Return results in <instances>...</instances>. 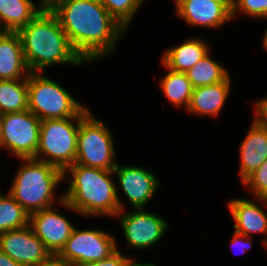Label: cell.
I'll return each instance as SVG.
<instances>
[{
	"instance_id": "1",
	"label": "cell",
	"mask_w": 267,
	"mask_h": 266,
	"mask_svg": "<svg viewBox=\"0 0 267 266\" xmlns=\"http://www.w3.org/2000/svg\"><path fill=\"white\" fill-rule=\"evenodd\" d=\"M51 12L84 62L113 52L115 42L126 30L99 0H68Z\"/></svg>"
},
{
	"instance_id": "2",
	"label": "cell",
	"mask_w": 267,
	"mask_h": 266,
	"mask_svg": "<svg viewBox=\"0 0 267 266\" xmlns=\"http://www.w3.org/2000/svg\"><path fill=\"white\" fill-rule=\"evenodd\" d=\"M30 72H41L52 64L82 65L58 18L51 11H41L17 31Z\"/></svg>"
},
{
	"instance_id": "3",
	"label": "cell",
	"mask_w": 267,
	"mask_h": 266,
	"mask_svg": "<svg viewBox=\"0 0 267 266\" xmlns=\"http://www.w3.org/2000/svg\"><path fill=\"white\" fill-rule=\"evenodd\" d=\"M70 171L73 179L66 193L59 200L68 209L82 215L116 216L124 208L112 183L113 170H103L83 165L73 164L64 171V176Z\"/></svg>"
},
{
	"instance_id": "4",
	"label": "cell",
	"mask_w": 267,
	"mask_h": 266,
	"mask_svg": "<svg viewBox=\"0 0 267 266\" xmlns=\"http://www.w3.org/2000/svg\"><path fill=\"white\" fill-rule=\"evenodd\" d=\"M21 164L9 193L31 214L52 207L57 184L64 172L54 165L35 158H22Z\"/></svg>"
},
{
	"instance_id": "5",
	"label": "cell",
	"mask_w": 267,
	"mask_h": 266,
	"mask_svg": "<svg viewBox=\"0 0 267 266\" xmlns=\"http://www.w3.org/2000/svg\"><path fill=\"white\" fill-rule=\"evenodd\" d=\"M86 107L76 116L41 121L37 160L54 165L63 172L76 161L77 136L81 119L89 112ZM76 121L74 125L71 121ZM40 154L49 156L39 157Z\"/></svg>"
},
{
	"instance_id": "6",
	"label": "cell",
	"mask_w": 267,
	"mask_h": 266,
	"mask_svg": "<svg viewBox=\"0 0 267 266\" xmlns=\"http://www.w3.org/2000/svg\"><path fill=\"white\" fill-rule=\"evenodd\" d=\"M28 110L41 121L76 117L84 108L67 90L41 72L27 78Z\"/></svg>"
},
{
	"instance_id": "7",
	"label": "cell",
	"mask_w": 267,
	"mask_h": 266,
	"mask_svg": "<svg viewBox=\"0 0 267 266\" xmlns=\"http://www.w3.org/2000/svg\"><path fill=\"white\" fill-rule=\"evenodd\" d=\"M114 155L111 133L106 125L89 111L80 121L74 164L113 170L117 165Z\"/></svg>"
},
{
	"instance_id": "8",
	"label": "cell",
	"mask_w": 267,
	"mask_h": 266,
	"mask_svg": "<svg viewBox=\"0 0 267 266\" xmlns=\"http://www.w3.org/2000/svg\"><path fill=\"white\" fill-rule=\"evenodd\" d=\"M41 120L29 110L1 115L0 147L18 158H34L39 145Z\"/></svg>"
},
{
	"instance_id": "9",
	"label": "cell",
	"mask_w": 267,
	"mask_h": 266,
	"mask_svg": "<svg viewBox=\"0 0 267 266\" xmlns=\"http://www.w3.org/2000/svg\"><path fill=\"white\" fill-rule=\"evenodd\" d=\"M117 249L115 239L102 230H78L75 227L56 257L68 266L98 262Z\"/></svg>"
},
{
	"instance_id": "10",
	"label": "cell",
	"mask_w": 267,
	"mask_h": 266,
	"mask_svg": "<svg viewBox=\"0 0 267 266\" xmlns=\"http://www.w3.org/2000/svg\"><path fill=\"white\" fill-rule=\"evenodd\" d=\"M0 250L24 266H37L52 257L29 225L1 233Z\"/></svg>"
},
{
	"instance_id": "11",
	"label": "cell",
	"mask_w": 267,
	"mask_h": 266,
	"mask_svg": "<svg viewBox=\"0 0 267 266\" xmlns=\"http://www.w3.org/2000/svg\"><path fill=\"white\" fill-rule=\"evenodd\" d=\"M119 211L116 216L121 215L120 223L126 241L137 249L149 248L158 242L167 230V222L153 214V212L134 209V212L124 213Z\"/></svg>"
},
{
	"instance_id": "12",
	"label": "cell",
	"mask_w": 267,
	"mask_h": 266,
	"mask_svg": "<svg viewBox=\"0 0 267 266\" xmlns=\"http://www.w3.org/2000/svg\"><path fill=\"white\" fill-rule=\"evenodd\" d=\"M29 226L52 256L61 251L74 228L52 207L29 214Z\"/></svg>"
},
{
	"instance_id": "13",
	"label": "cell",
	"mask_w": 267,
	"mask_h": 266,
	"mask_svg": "<svg viewBox=\"0 0 267 266\" xmlns=\"http://www.w3.org/2000/svg\"><path fill=\"white\" fill-rule=\"evenodd\" d=\"M113 171L133 209L143 208L158 189L156 176L142 167L117 164Z\"/></svg>"
},
{
	"instance_id": "14",
	"label": "cell",
	"mask_w": 267,
	"mask_h": 266,
	"mask_svg": "<svg viewBox=\"0 0 267 266\" xmlns=\"http://www.w3.org/2000/svg\"><path fill=\"white\" fill-rule=\"evenodd\" d=\"M178 15L188 24L221 27L232 19V9L219 0H176Z\"/></svg>"
},
{
	"instance_id": "15",
	"label": "cell",
	"mask_w": 267,
	"mask_h": 266,
	"mask_svg": "<svg viewBox=\"0 0 267 266\" xmlns=\"http://www.w3.org/2000/svg\"><path fill=\"white\" fill-rule=\"evenodd\" d=\"M240 145V176L244 181L267 159V127L255 118Z\"/></svg>"
},
{
	"instance_id": "16",
	"label": "cell",
	"mask_w": 267,
	"mask_h": 266,
	"mask_svg": "<svg viewBox=\"0 0 267 266\" xmlns=\"http://www.w3.org/2000/svg\"><path fill=\"white\" fill-rule=\"evenodd\" d=\"M29 73L18 33L0 31V80L28 78Z\"/></svg>"
},
{
	"instance_id": "17",
	"label": "cell",
	"mask_w": 267,
	"mask_h": 266,
	"mask_svg": "<svg viewBox=\"0 0 267 266\" xmlns=\"http://www.w3.org/2000/svg\"><path fill=\"white\" fill-rule=\"evenodd\" d=\"M235 220V232L249 236V233L267 234V215L260 205L248 199H234L228 203Z\"/></svg>"
},
{
	"instance_id": "18",
	"label": "cell",
	"mask_w": 267,
	"mask_h": 266,
	"mask_svg": "<svg viewBox=\"0 0 267 266\" xmlns=\"http://www.w3.org/2000/svg\"><path fill=\"white\" fill-rule=\"evenodd\" d=\"M230 91L229 76L219 83L193 88L189 113L199 115H218L227 100Z\"/></svg>"
},
{
	"instance_id": "19",
	"label": "cell",
	"mask_w": 267,
	"mask_h": 266,
	"mask_svg": "<svg viewBox=\"0 0 267 266\" xmlns=\"http://www.w3.org/2000/svg\"><path fill=\"white\" fill-rule=\"evenodd\" d=\"M208 47L200 39H189L179 46L168 49L162 57V63L167 69L187 73L209 53Z\"/></svg>"
},
{
	"instance_id": "20",
	"label": "cell",
	"mask_w": 267,
	"mask_h": 266,
	"mask_svg": "<svg viewBox=\"0 0 267 266\" xmlns=\"http://www.w3.org/2000/svg\"><path fill=\"white\" fill-rule=\"evenodd\" d=\"M41 11L31 0H0V31L17 32Z\"/></svg>"
},
{
	"instance_id": "21",
	"label": "cell",
	"mask_w": 267,
	"mask_h": 266,
	"mask_svg": "<svg viewBox=\"0 0 267 266\" xmlns=\"http://www.w3.org/2000/svg\"><path fill=\"white\" fill-rule=\"evenodd\" d=\"M26 110H28L27 78L0 80V115Z\"/></svg>"
},
{
	"instance_id": "22",
	"label": "cell",
	"mask_w": 267,
	"mask_h": 266,
	"mask_svg": "<svg viewBox=\"0 0 267 266\" xmlns=\"http://www.w3.org/2000/svg\"><path fill=\"white\" fill-rule=\"evenodd\" d=\"M161 83L163 92L174 106L183 105L188 108L193 87L186 73L176 72L168 69Z\"/></svg>"
},
{
	"instance_id": "23",
	"label": "cell",
	"mask_w": 267,
	"mask_h": 266,
	"mask_svg": "<svg viewBox=\"0 0 267 266\" xmlns=\"http://www.w3.org/2000/svg\"><path fill=\"white\" fill-rule=\"evenodd\" d=\"M186 74L193 88L213 85L224 81L229 76L227 70L215 60L213 61L209 53Z\"/></svg>"
},
{
	"instance_id": "24",
	"label": "cell",
	"mask_w": 267,
	"mask_h": 266,
	"mask_svg": "<svg viewBox=\"0 0 267 266\" xmlns=\"http://www.w3.org/2000/svg\"><path fill=\"white\" fill-rule=\"evenodd\" d=\"M28 225L29 214L27 211L10 193L6 196L0 193V234Z\"/></svg>"
},
{
	"instance_id": "25",
	"label": "cell",
	"mask_w": 267,
	"mask_h": 266,
	"mask_svg": "<svg viewBox=\"0 0 267 266\" xmlns=\"http://www.w3.org/2000/svg\"><path fill=\"white\" fill-rule=\"evenodd\" d=\"M110 15L125 29L144 0H99Z\"/></svg>"
},
{
	"instance_id": "26",
	"label": "cell",
	"mask_w": 267,
	"mask_h": 266,
	"mask_svg": "<svg viewBox=\"0 0 267 266\" xmlns=\"http://www.w3.org/2000/svg\"><path fill=\"white\" fill-rule=\"evenodd\" d=\"M243 184L248 186L258 200L264 202L265 207H267V159L243 181Z\"/></svg>"
},
{
	"instance_id": "27",
	"label": "cell",
	"mask_w": 267,
	"mask_h": 266,
	"mask_svg": "<svg viewBox=\"0 0 267 266\" xmlns=\"http://www.w3.org/2000/svg\"><path fill=\"white\" fill-rule=\"evenodd\" d=\"M250 15L254 18H267V0H236L232 8V17L237 13Z\"/></svg>"
},
{
	"instance_id": "28",
	"label": "cell",
	"mask_w": 267,
	"mask_h": 266,
	"mask_svg": "<svg viewBox=\"0 0 267 266\" xmlns=\"http://www.w3.org/2000/svg\"><path fill=\"white\" fill-rule=\"evenodd\" d=\"M128 258L129 257H125L122 254H120V251L117 248L108 257L98 262L89 263L84 266H123V264Z\"/></svg>"
},
{
	"instance_id": "29",
	"label": "cell",
	"mask_w": 267,
	"mask_h": 266,
	"mask_svg": "<svg viewBox=\"0 0 267 266\" xmlns=\"http://www.w3.org/2000/svg\"><path fill=\"white\" fill-rule=\"evenodd\" d=\"M255 107V118L258 119L265 127H267V98L256 102Z\"/></svg>"
},
{
	"instance_id": "30",
	"label": "cell",
	"mask_w": 267,
	"mask_h": 266,
	"mask_svg": "<svg viewBox=\"0 0 267 266\" xmlns=\"http://www.w3.org/2000/svg\"><path fill=\"white\" fill-rule=\"evenodd\" d=\"M252 239L249 236L237 233L234 231L233 239L231 240V246H241V249L245 252L248 248L251 247Z\"/></svg>"
},
{
	"instance_id": "31",
	"label": "cell",
	"mask_w": 267,
	"mask_h": 266,
	"mask_svg": "<svg viewBox=\"0 0 267 266\" xmlns=\"http://www.w3.org/2000/svg\"><path fill=\"white\" fill-rule=\"evenodd\" d=\"M68 1V0H41L40 2V9L42 11H52L61 3Z\"/></svg>"
},
{
	"instance_id": "32",
	"label": "cell",
	"mask_w": 267,
	"mask_h": 266,
	"mask_svg": "<svg viewBox=\"0 0 267 266\" xmlns=\"http://www.w3.org/2000/svg\"><path fill=\"white\" fill-rule=\"evenodd\" d=\"M0 266H24V265L15 262L2 250H0Z\"/></svg>"
},
{
	"instance_id": "33",
	"label": "cell",
	"mask_w": 267,
	"mask_h": 266,
	"mask_svg": "<svg viewBox=\"0 0 267 266\" xmlns=\"http://www.w3.org/2000/svg\"><path fill=\"white\" fill-rule=\"evenodd\" d=\"M37 266H68L62 260L58 259L56 256H52L47 262L39 264Z\"/></svg>"
},
{
	"instance_id": "34",
	"label": "cell",
	"mask_w": 267,
	"mask_h": 266,
	"mask_svg": "<svg viewBox=\"0 0 267 266\" xmlns=\"http://www.w3.org/2000/svg\"><path fill=\"white\" fill-rule=\"evenodd\" d=\"M123 266H155L152 263H138V262H134V260L132 258H128L125 263L123 264Z\"/></svg>"
},
{
	"instance_id": "35",
	"label": "cell",
	"mask_w": 267,
	"mask_h": 266,
	"mask_svg": "<svg viewBox=\"0 0 267 266\" xmlns=\"http://www.w3.org/2000/svg\"><path fill=\"white\" fill-rule=\"evenodd\" d=\"M219 1L226 3L232 9L236 0H219Z\"/></svg>"
},
{
	"instance_id": "36",
	"label": "cell",
	"mask_w": 267,
	"mask_h": 266,
	"mask_svg": "<svg viewBox=\"0 0 267 266\" xmlns=\"http://www.w3.org/2000/svg\"><path fill=\"white\" fill-rule=\"evenodd\" d=\"M263 44H264V47L267 51V29L265 30V34H264V37H263Z\"/></svg>"
},
{
	"instance_id": "37",
	"label": "cell",
	"mask_w": 267,
	"mask_h": 266,
	"mask_svg": "<svg viewBox=\"0 0 267 266\" xmlns=\"http://www.w3.org/2000/svg\"><path fill=\"white\" fill-rule=\"evenodd\" d=\"M0 138H1V115H0Z\"/></svg>"
},
{
	"instance_id": "38",
	"label": "cell",
	"mask_w": 267,
	"mask_h": 266,
	"mask_svg": "<svg viewBox=\"0 0 267 266\" xmlns=\"http://www.w3.org/2000/svg\"><path fill=\"white\" fill-rule=\"evenodd\" d=\"M263 243L267 247V239H265Z\"/></svg>"
}]
</instances>
